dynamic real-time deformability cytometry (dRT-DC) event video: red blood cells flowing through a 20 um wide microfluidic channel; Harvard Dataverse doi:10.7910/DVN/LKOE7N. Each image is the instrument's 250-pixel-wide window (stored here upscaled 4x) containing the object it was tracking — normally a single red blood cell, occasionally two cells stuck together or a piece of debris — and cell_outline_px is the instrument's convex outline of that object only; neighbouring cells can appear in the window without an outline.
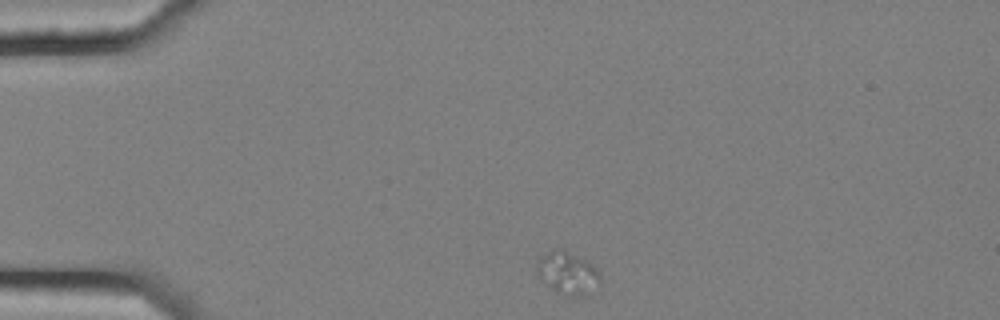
{"species": "common noctule bat (a hibernating species)", "species_latin": "Nyctalus noctula", "temperature_condition": "cold", "stored_images_in_passage": 6, "camera_frame_rate_fps": 3000, "um_per_image_px": 0.085, "animal": {"sex": "female", "body_mass_g": 25.1}, "frame": {"image": 1, "passage_image": 1, "time_ms": 0.0, "image_size_px": [1000, 320], "cell_outline_px": [[604, 284], [596, 292], [588, 296], [572, 296], [552, 288], [548, 284], [536, 268], [536, 264], [548, 252], [560, 248], [564, 248], [588, 260], [600, 272]], "centroid_in_image_um": [48.43, 23.22], "position_along_channel_um": 36.6, "area_um2": 15.9}}